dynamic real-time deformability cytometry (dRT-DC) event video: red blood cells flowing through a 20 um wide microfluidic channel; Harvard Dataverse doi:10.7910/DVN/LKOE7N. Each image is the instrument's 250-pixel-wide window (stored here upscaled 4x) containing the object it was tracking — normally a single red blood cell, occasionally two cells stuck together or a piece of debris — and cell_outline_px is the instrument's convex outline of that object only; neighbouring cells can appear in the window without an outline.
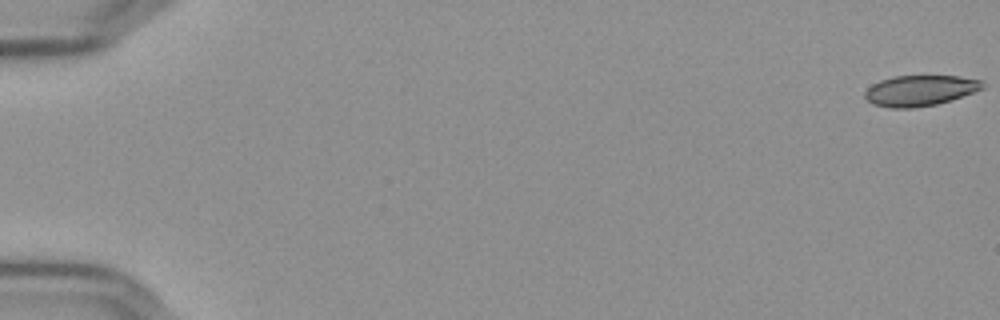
{"species": "Egyptian fruit bat (a non-hibernating species)", "species_latin": "Rousettus aegyptiacus", "temperature_condition": "cold", "stored_images_in_passage": 57, "camera_frame_rate_fps": 3000, "um_per_image_px": 0.085, "frame": {"image": 1, "passage_image": 1, "time_ms": 0.0, "image_size_px": [1000, 320], "cell_outline_px": [[984, 88], [952, 100], [936, 104], [912, 108], [892, 108], [872, 104], [864, 96], [864, 92], [872, 84], [880, 80], [892, 76], [960, 76], [984, 80]], "centroid_in_image_um": [78.21, 7.69], "position_along_channel_um": 6.8, "area_um2": 21.15}}
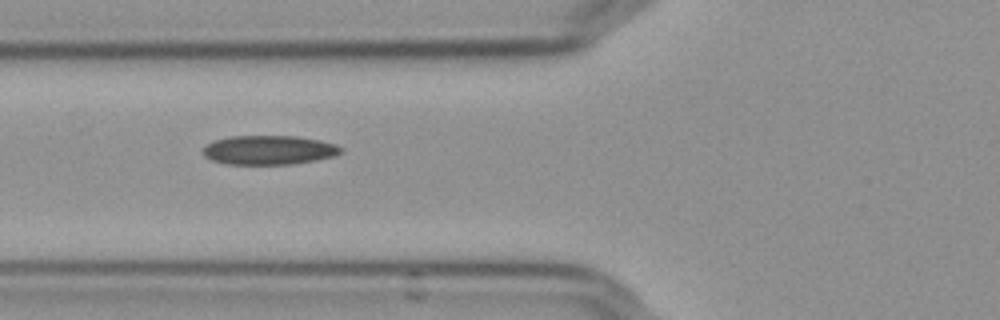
{"frame": {"image": 2, "passage_image": 23, "time_ms": 7.333, "image_size_px": [1000, 320], "cell_outline_px": [[344, 152], [336, 156], [316, 160], [292, 164], [228, 164], [212, 160], [204, 156], [204, 148], [208, 144], [216, 140], [232, 136], [296, 136], [320, 140], [336, 144], [344, 148]], "centroid_in_image_um": [22.94, 12.75], "position_along_channel_um": 102.9, "area_um2": 23.47}}
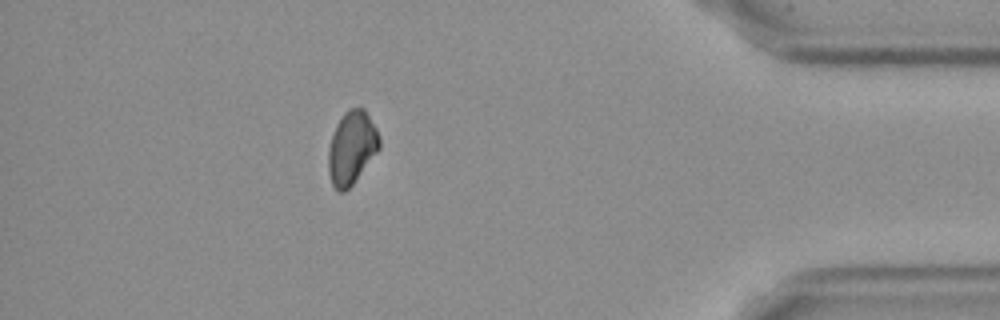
{"frame": {"image": 3, "passage_image": 51, "time_ms": 16.667, "image_size_px": [1000, 320], "cell_outline_px": [[380, 148], [352, 184], [344, 192], [340, 192], [332, 184], [328, 172], [328, 148], [336, 124], [344, 112], [348, 108], [364, 108], [376, 128], [380, 136]], "centroid_in_image_um": [29.89, 12.53], "position_along_channel_um": 405.3, "area_um2": 21.62}}